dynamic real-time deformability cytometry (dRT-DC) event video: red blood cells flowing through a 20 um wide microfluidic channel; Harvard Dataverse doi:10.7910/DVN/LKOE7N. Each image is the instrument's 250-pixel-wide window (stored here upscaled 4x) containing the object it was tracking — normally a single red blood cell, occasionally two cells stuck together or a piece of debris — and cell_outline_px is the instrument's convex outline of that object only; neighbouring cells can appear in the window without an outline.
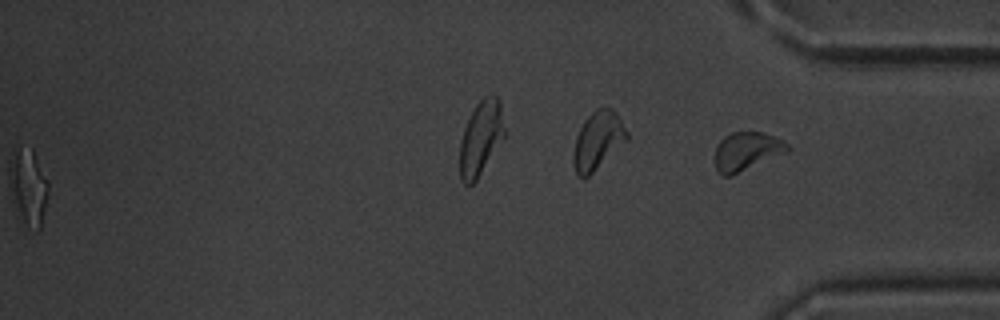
{"species": "common noctule bat (a hibernating species)", "species_latin": "Nyctalus noctula", "temperature_condition": "warm", "stored_images_in_passage": 38, "segment_of_instrument_passage": [2, 2], "camera_frame_rate_fps": 3000, "um_per_image_px": 0.085, "animal": {"sex": "male", "body_mass_g": 20.1, "forearm_length_mm": 53.5}, "frame": {"image": 1, "passage_image": 38, "time_ms": 12.333, "image_size_px": [1000, 320], "cell_outline_px": [[792, 148], [788, 152], [732, 176], [724, 176], [716, 168], [716, 144], [724, 136], [732, 132], [764, 132], [776, 136], [784, 140]], "centroid_in_image_um": [63.52, 12.85], "position_along_channel_um": 371.7, "area_um2": 16.53}}